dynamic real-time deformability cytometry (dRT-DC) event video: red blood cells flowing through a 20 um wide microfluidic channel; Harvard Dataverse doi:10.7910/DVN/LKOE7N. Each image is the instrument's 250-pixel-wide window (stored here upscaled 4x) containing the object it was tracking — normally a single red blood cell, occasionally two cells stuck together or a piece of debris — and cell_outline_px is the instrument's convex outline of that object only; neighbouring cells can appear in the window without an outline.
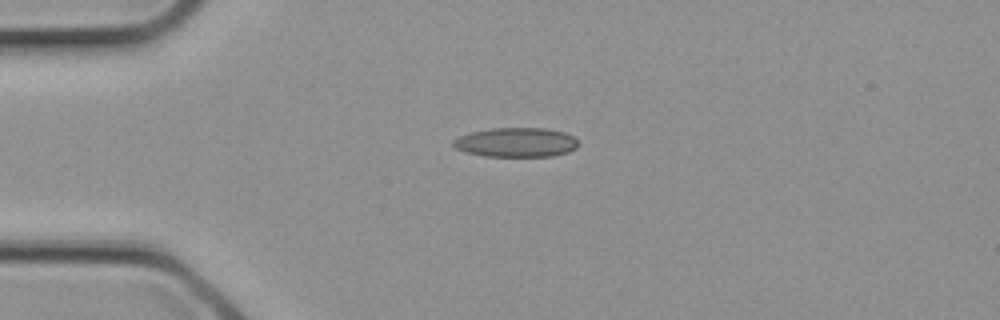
{"species": "common noctule bat (a hibernating species)", "species_latin": "Nyctalus noctula", "temperature_condition": "cold", "stored_images_in_passage": 1, "camera_frame_rate_fps": 3000, "um_per_image_px": 0.085, "animal": {"sex": "female", "body_mass_g": 21.9}, "frame": {"image": 1, "passage_image": 1, "time_ms": 0.0, "image_size_px": [1000, 320], "cell_outline_px": [[580, 144], [576, 148], [568, 152], [552, 156], [484, 156], [468, 152], [456, 148], [452, 144], [452, 140], [460, 136], [472, 132], [492, 128], [544, 128], [564, 132], [572, 136]], "centroid_in_image_um": [43.89, 12.1], "position_along_channel_um": 41.1, "area_um2": 21.27}}